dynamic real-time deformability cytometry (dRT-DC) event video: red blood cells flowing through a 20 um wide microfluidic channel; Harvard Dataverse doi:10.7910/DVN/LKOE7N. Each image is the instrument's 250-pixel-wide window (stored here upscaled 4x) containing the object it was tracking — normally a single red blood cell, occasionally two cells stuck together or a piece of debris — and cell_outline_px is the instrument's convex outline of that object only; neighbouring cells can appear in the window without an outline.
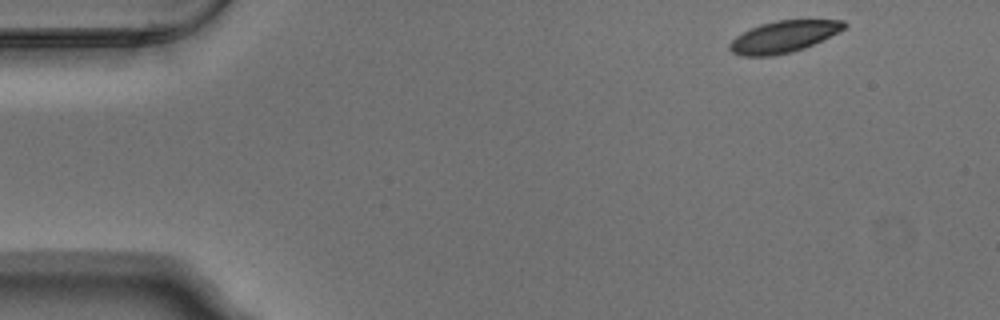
{"species": "Egyptian fruit bat (a non-hibernating species)", "species_latin": "Rousettus aegyptiacus", "temperature_condition": "warm", "stored_images_in_passage": 7, "camera_frame_rate_fps": 3000, "um_per_image_px": 0.085, "animal": {"sex": "male"}, "frame": {"image": 1, "passage_image": 1, "time_ms": 0.0, "image_size_px": [1000, 320], "cell_outline_px": [[848, 24], [844, 28], [804, 48], [792, 52], [772, 56], [744, 56], [732, 52], [728, 48], [728, 44], [736, 36], [760, 24], [776, 20], [844, 20]], "centroid_in_image_um": [66.56, 3.12], "position_along_channel_um": 18.4, "area_um2": 20.81}}
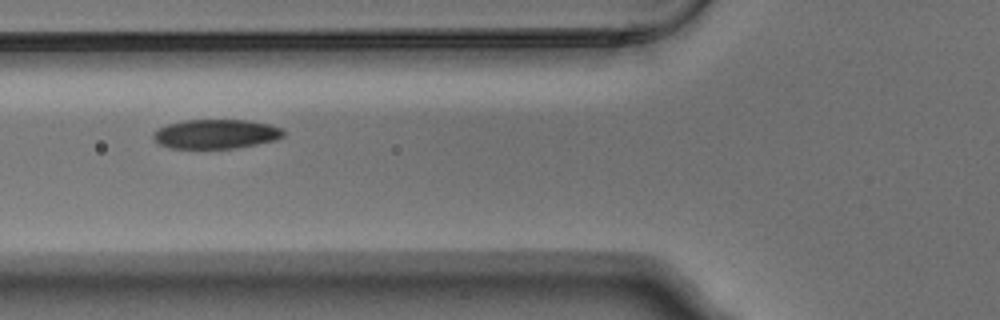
{"frame": {"image": 2, "passage_image": 5, "time_ms": 1.333, "image_size_px": [1000, 320], "cell_outline_px": [[284, 136], [276, 140], [236, 148], [172, 148], [160, 144], [152, 136], [152, 132], [168, 124], [184, 120], [248, 120], [268, 124], [280, 128], [284, 132]], "centroid_in_image_um": [18.36, 11.39], "position_along_channel_um": 107.4, "area_um2": 22.08}}
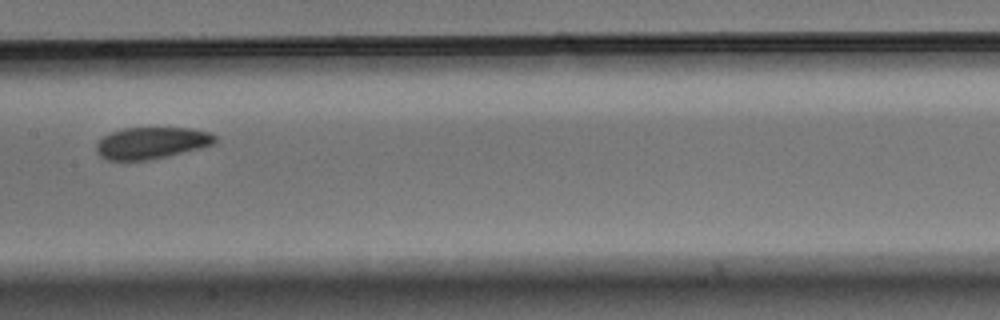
{"frame": {"image": 3, "passage_image": 7, "time_ms": 2.0, "image_size_px": [1000, 320], "cell_outline_px": [[216, 140], [212, 144], [200, 148], [148, 160], [104, 160], [96, 152], [96, 144], [104, 136], [112, 132], [124, 128], [192, 128], [208, 132], [216, 136]], "centroid_in_image_um": [12.85, 12.15], "position_along_channel_um": 194.6, "area_um2": 21.73}}